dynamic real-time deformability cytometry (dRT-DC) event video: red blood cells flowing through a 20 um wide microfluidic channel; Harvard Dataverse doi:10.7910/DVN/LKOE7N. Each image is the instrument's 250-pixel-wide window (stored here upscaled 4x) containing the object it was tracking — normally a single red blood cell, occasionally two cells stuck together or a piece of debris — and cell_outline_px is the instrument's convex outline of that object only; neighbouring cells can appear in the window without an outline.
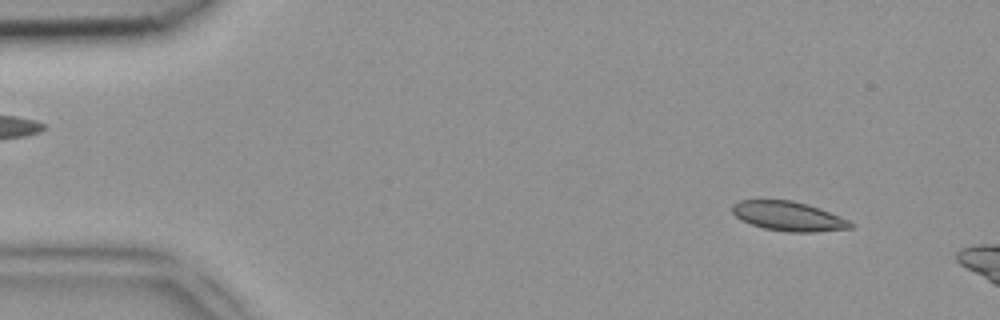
{"species": "common noctule bat (a hibernating species)", "species_latin": "Nyctalus noctula", "temperature_condition": "room temperature", "stored_images_in_passage": 8, "camera_frame_rate_fps": 3000, "um_per_image_px": 0.085, "animal": {"sex": "female", "body_mass_g": 18.4}, "frame": {"image": 1, "passage_image": 4, "time_ms": 1.0, "image_size_px": [1000, 320], "cell_outline_px": [[856, 224], [852, 228], [812, 232], [788, 232], [764, 228], [740, 220], [732, 212], [732, 204], [740, 200], [792, 200], [808, 204], [820, 208], [852, 220]], "centroid_in_image_um": [67.07, 18.37], "position_along_channel_um": 17.9, "area_um2": 20.52}}